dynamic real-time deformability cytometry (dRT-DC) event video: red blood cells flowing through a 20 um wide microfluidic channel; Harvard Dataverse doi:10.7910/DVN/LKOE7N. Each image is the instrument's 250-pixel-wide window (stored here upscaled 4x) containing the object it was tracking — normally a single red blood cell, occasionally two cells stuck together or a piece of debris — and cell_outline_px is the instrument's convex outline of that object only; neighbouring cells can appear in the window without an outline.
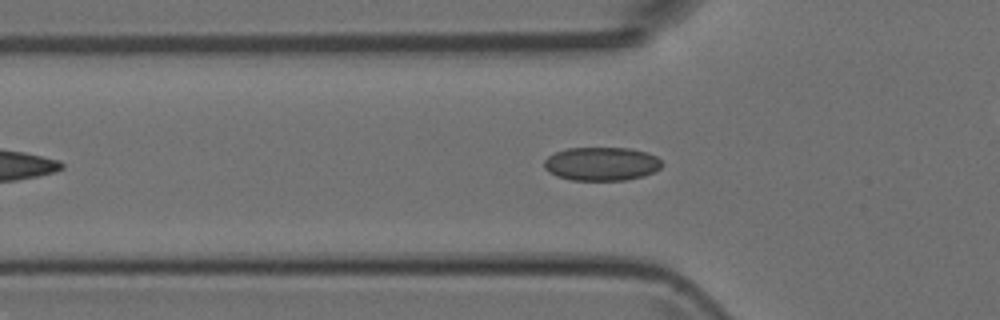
{"species": "Egyptian fruit bat (a non-hibernating species)", "species_latin": "Rousettus aegyptiacus", "temperature_condition": "room temperature", "stored_images_in_passage": 35, "camera_frame_rate_fps": 3000, "um_per_image_px": 0.085, "animal": {"sex": "female"}, "frame": {"image": 1, "passage_image": 9, "time_ms": 2.667, "image_size_px": [1000, 320], "cell_outline_px": [[664, 164], [660, 168], [644, 176], [624, 180], [572, 180], [556, 176], [548, 172], [544, 168], [544, 160], [548, 156], [556, 152], [568, 148], [628, 148], [648, 152], [656, 156]], "centroid_in_image_um": [51.13, 13.93], "position_along_channel_um": 74.7, "area_um2": 23.12}}
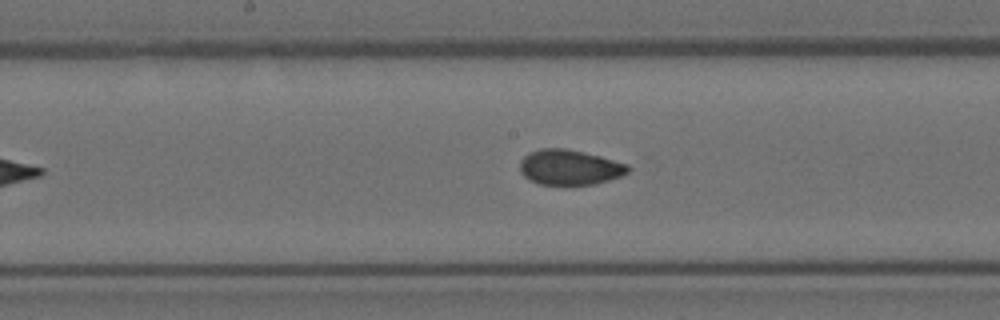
{"frame": {"image": 2, "passage_image": 18, "time_ms": 5.667, "image_size_px": [1000, 320], "cell_outline_px": [[632, 168], [628, 172], [620, 176], [596, 184], [540, 184], [528, 180], [520, 172], [520, 160], [528, 152], [540, 148], [564, 148], [600, 156], [628, 164]], "centroid_in_image_um": [48.4, 14.21], "position_along_channel_um": 199.8, "area_um2": 22.2}}
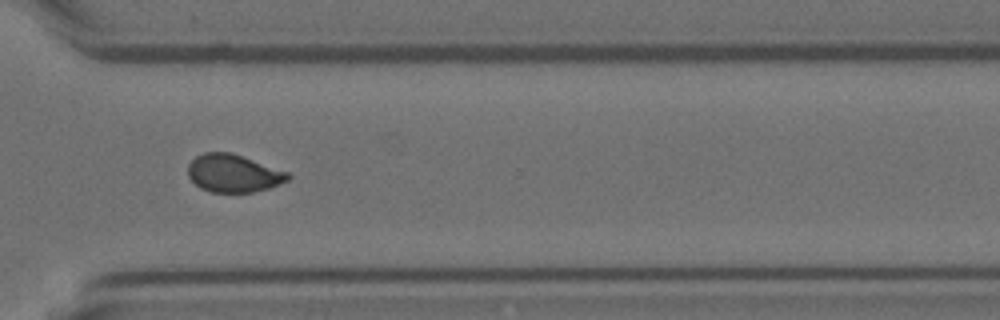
{"frame": {"image": 3, "passage_image": 29, "time_ms": 9.333, "image_size_px": [1000, 320], "cell_outline_px": [[292, 176], [288, 180], [268, 188], [252, 192], [212, 192], [200, 188], [188, 176], [188, 164], [196, 156], [204, 152], [232, 152], [288, 172]], "centroid_in_image_um": [19.83, 14.72], "position_along_channel_um": 350.8, "area_um2": 21.96}}